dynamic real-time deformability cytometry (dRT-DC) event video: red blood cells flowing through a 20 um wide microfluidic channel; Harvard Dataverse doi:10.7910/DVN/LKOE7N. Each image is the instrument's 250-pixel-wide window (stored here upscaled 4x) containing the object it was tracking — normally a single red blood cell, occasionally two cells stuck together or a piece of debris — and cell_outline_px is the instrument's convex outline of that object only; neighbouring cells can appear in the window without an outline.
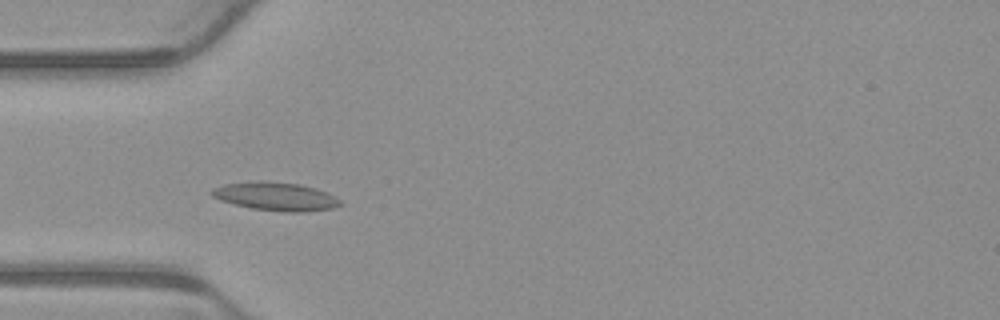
{"species": "common noctule bat (a hibernating species)", "species_latin": "Nyctalus noctula", "temperature_condition": "warm", "stored_images_in_passage": 4, "camera_frame_rate_fps": 3000, "um_per_image_px": 0.085, "animal": {"sex": "male", "body_mass_g": 23.1, "forearm_length_mm": 52.7}, "frame": {"image": 1, "passage_image": 3, "time_ms": 0.667, "image_size_px": [1000, 320], "cell_outline_px": [[344, 204], [332, 208], [304, 212], [284, 212], [252, 208], [220, 200], [212, 196], [208, 192], [212, 188], [224, 184], [256, 180], [260, 180], [300, 184], [316, 188], [328, 192], [336, 196]], "centroid_in_image_um": [23.45, 16.68], "position_along_channel_um": 61.6, "area_um2": 21.5}}
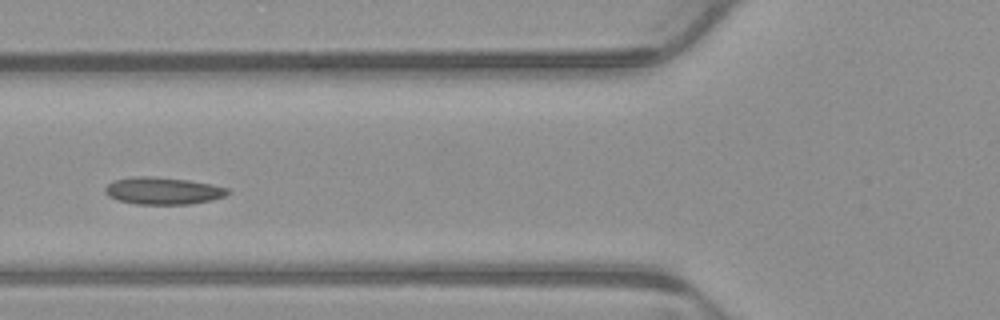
{"frame": {"image": 2, "passage_image": 4, "time_ms": 1.0, "image_size_px": [1000, 320], "cell_outline_px": [[232, 192], [224, 196], [212, 200], [188, 204], [136, 204], [120, 200], [108, 196], [104, 192], [104, 188], [112, 180], [136, 176], [152, 176], [188, 180], [212, 184], [228, 188]], "centroid_in_image_um": [13.85, 16.21], "position_along_channel_um": 111.9, "area_um2": 19.48}}